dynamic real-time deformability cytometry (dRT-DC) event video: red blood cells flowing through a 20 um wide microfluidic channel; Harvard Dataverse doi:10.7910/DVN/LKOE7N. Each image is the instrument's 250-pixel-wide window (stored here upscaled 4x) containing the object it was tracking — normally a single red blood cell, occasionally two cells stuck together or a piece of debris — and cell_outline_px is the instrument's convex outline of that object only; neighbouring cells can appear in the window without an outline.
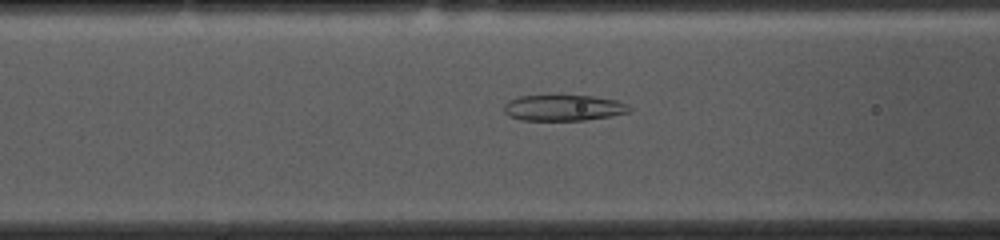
{"species": "common noctule bat (a hibernating species)", "species_latin": "Nyctalus noctula", "temperature_condition": "cold", "stored_images_in_passage": 40, "camera_frame_rate_fps": 3000, "um_per_image_px": 0.085, "animal": {"sex": "female", "body_mass_g": 10.0, "forearm_length_mm": 53.1}, "frame": {"image": 1, "passage_image": 7, "time_ms": 2.0, "image_size_px": [1000, 240], "cell_outline_px": [[632, 112], [584, 120], [520, 120], [508, 116], [504, 112], [504, 104], [508, 100], [520, 96], [592, 96], [616, 100], [628, 104], [632, 108]], "centroid_in_image_um": [47.9, 9.17], "position_along_channel_um": 118.7, "area_um2": 18.96}}
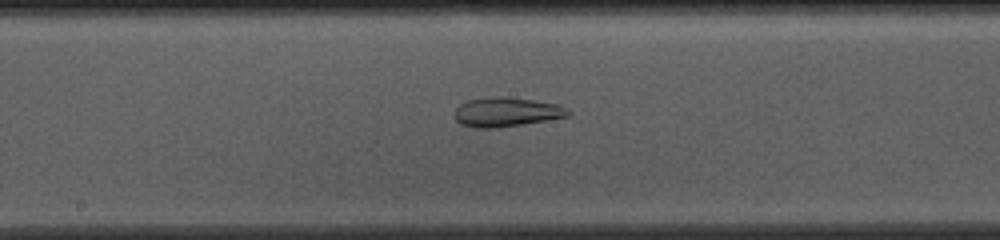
{"frame": {"image": 2, "passage_image": 14, "time_ms": 4.333, "image_size_px": [1000, 240], "cell_outline_px": [[572, 112], [568, 116], [548, 120], [492, 128], [476, 128], [460, 124], [452, 116], [456, 108], [460, 104], [468, 100], [532, 100], [556, 104], [568, 108]], "centroid_in_image_um": [43.05, 9.58], "position_along_channel_um": 205.2, "area_um2": 18.32}}
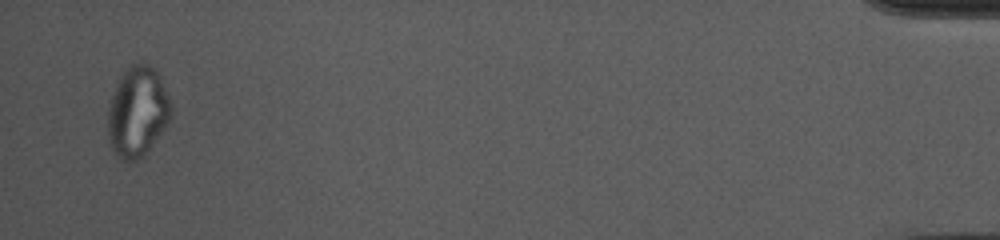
{"frame": {"image": 3, "passage_image": 39, "time_ms": 12.667, "image_size_px": [1000, 240], "cell_outline_px": [[168, 124], [144, 156], [140, 160], [120, 160], [112, 148], [108, 136], [108, 108], [112, 96], [120, 76], [124, 68], [140, 60], [144, 60], [160, 76], [168, 96]], "centroid_in_image_um": [11.66, 9.48], "position_along_channel_um": 423.5, "area_um2": 33.0}, "authors_computed_cell_mechanics": {"area_um2": 23.8714, "velocity_mm_per_s": 3.7048, "shape_relaxation_time_tau1_ms": null, "shape_relaxation_time_tau2_ms": 2.4547, "deformation_change_tau1": null, "deformation_change_tau2": 0.086}}